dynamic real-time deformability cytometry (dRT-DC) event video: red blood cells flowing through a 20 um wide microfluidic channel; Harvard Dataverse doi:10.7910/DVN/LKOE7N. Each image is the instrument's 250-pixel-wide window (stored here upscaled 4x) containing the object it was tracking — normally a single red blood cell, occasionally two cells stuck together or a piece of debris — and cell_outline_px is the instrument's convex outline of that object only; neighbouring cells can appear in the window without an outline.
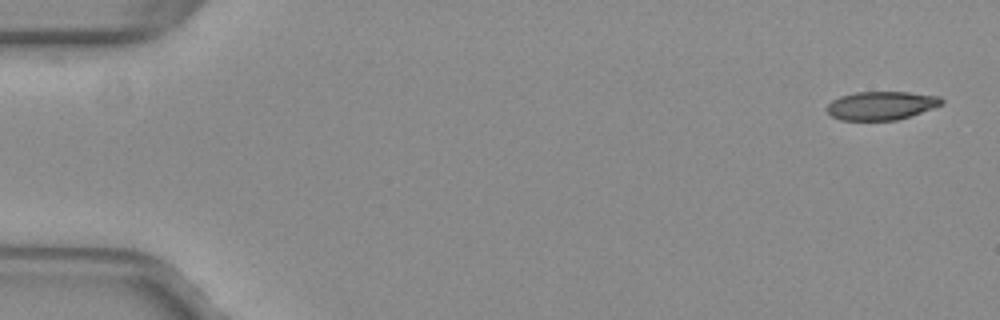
{"species": "common noctule bat (a hibernating species)", "species_latin": "Nyctalus noctula", "temperature_condition": "warm", "stored_images_in_passage": 32, "camera_frame_rate_fps": 3000, "um_per_image_px": 0.085, "animal": {"sex": "female", "body_mass_g": 29.2, "forearm_length_mm": 56.3}, "frame": {"image": 1, "passage_image": 1, "time_ms": 0.0, "image_size_px": [1000, 320], "cell_outline_px": [[944, 104], [896, 120], [840, 120], [832, 116], [828, 112], [828, 104], [832, 100], [840, 96], [856, 92], [908, 92], [940, 96], [944, 100]], "centroid_in_image_um": [74.92, 8.96], "position_along_channel_um": 10.1, "area_um2": 18.9}}
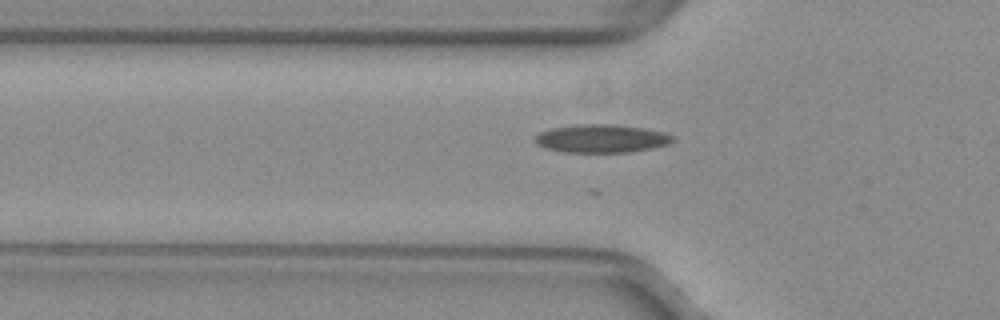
{"frame": {"image": 2, "passage_image": 17, "time_ms": 5.333, "image_size_px": [1000, 320], "cell_outline_px": [[676, 140], [668, 144], [652, 148], [632, 152], [564, 152], [548, 148], [536, 144], [536, 136], [540, 132], [552, 128], [576, 124], [616, 124], [644, 128], [664, 132], [676, 136]], "centroid_in_image_um": [51.19, 11.77], "position_along_channel_um": 74.6, "area_um2": 22.72}}